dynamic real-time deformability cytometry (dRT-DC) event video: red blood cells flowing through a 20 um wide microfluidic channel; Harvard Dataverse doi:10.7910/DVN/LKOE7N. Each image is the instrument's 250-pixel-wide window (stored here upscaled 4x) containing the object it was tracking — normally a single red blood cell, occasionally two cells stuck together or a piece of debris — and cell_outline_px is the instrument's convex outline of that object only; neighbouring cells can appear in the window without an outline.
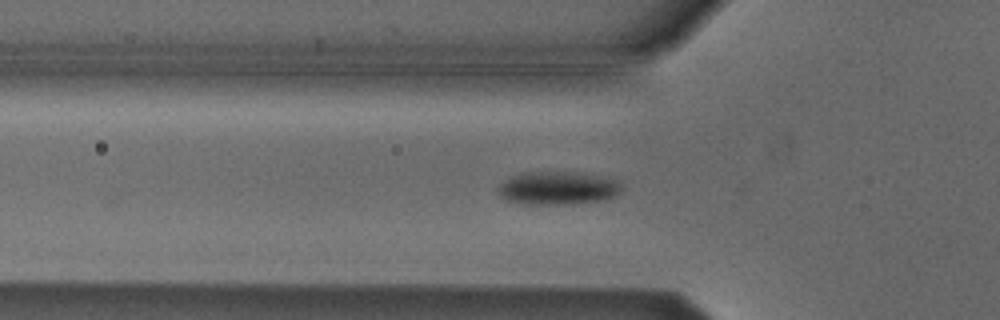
{"species": "Egyptian fruit bat (a non-hibernating species)", "species_latin": "Rousettus aegyptiacus", "temperature_condition": "cold", "stored_images_in_passage": 23, "camera_frame_rate_fps": 3000, "um_per_image_px": 0.085, "animal": {"sex": "male"}, "frame": {"image": 1, "passage_image": 2, "time_ms": 0.333, "image_size_px": [1000, 320], "cell_outline_px": [[620, 192], [616, 196], [600, 200], [564, 204], [528, 204], [504, 200], [500, 196], [496, 188], [500, 184], [512, 176], [524, 172], [572, 172], [620, 180]], "centroid_in_image_um": [47.37, 15.99], "position_along_channel_um": 78.4, "area_um2": 23.64}}
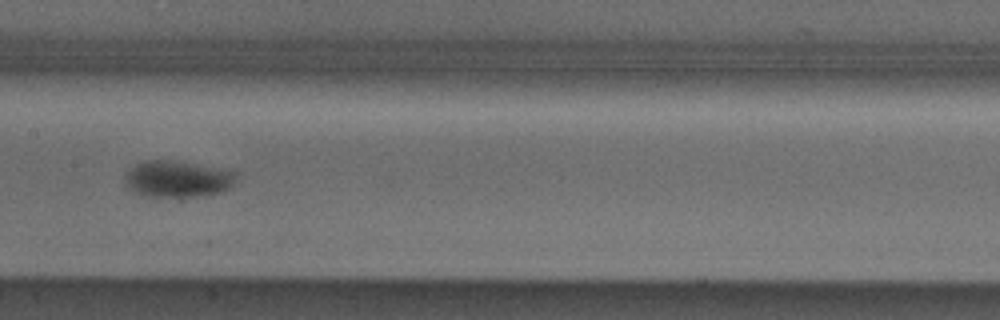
{"frame": {"image": 2, "passage_image": 11, "time_ms": 3.333, "image_size_px": [1000, 320], "cell_outline_px": [[236, 176], [232, 184], [228, 188], [220, 192], [204, 196], [148, 196], [132, 192], [124, 184], [124, 176], [136, 164], [148, 160], [168, 160], [192, 164], [236, 172]], "centroid_in_image_um": [15.03, 15.23], "position_along_channel_um": 192.4, "area_um2": 23.18}}
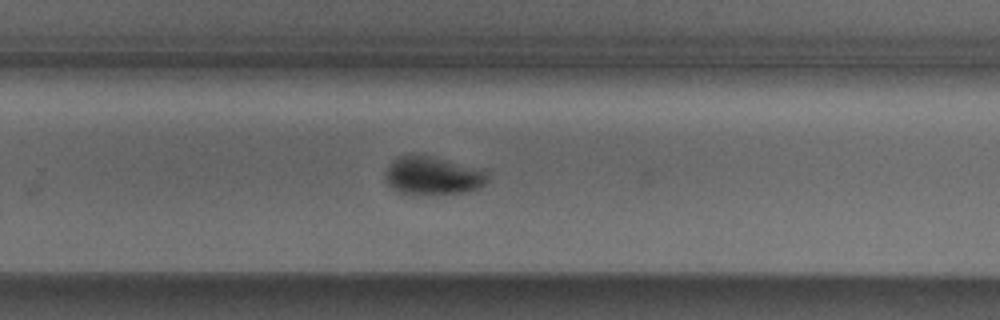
{"frame": {"image": 3, "passage_image": 19, "time_ms": 6.0, "image_size_px": [1000, 320], "cell_outline_px": [[488, 180], [480, 188], [460, 192], [400, 192], [392, 188], [384, 180], [384, 176], [388, 164], [392, 160], [400, 156], [432, 156], [488, 168]], "centroid_in_image_um": [36.86, 14.88], "position_along_channel_um": 292.9, "area_um2": 22.6}}